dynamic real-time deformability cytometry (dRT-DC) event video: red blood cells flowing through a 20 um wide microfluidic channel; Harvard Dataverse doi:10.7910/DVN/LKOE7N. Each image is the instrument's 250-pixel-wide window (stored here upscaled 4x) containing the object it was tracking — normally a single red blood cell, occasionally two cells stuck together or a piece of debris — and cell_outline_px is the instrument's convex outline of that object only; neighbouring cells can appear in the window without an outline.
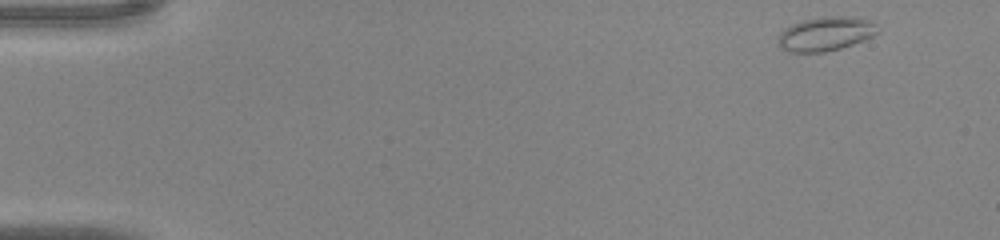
{"species": "common noctule bat (a hibernating species)", "species_latin": "Nyctalus noctula", "temperature_condition": "warm", "stored_images_in_passage": 42, "camera_frame_rate_fps": 3000, "um_per_image_px": 0.085, "animal": {"sex": "male", "body_mass_g": 20.0, "forearm_length_mm": 53.3}, "frame": {"image": 1, "passage_image": 1, "time_ms": 0.0, "image_size_px": [1000, 240], "cell_outline_px": [[880, 32], [864, 40], [840, 48], [824, 52], [788, 52], [780, 48], [776, 40], [776, 36], [784, 28], [792, 24], [804, 20], [824, 16], [856, 16], [872, 20], [880, 24]], "centroid_in_image_um": [70.21, 2.86], "position_along_channel_um": 14.8, "area_um2": 20.35}}
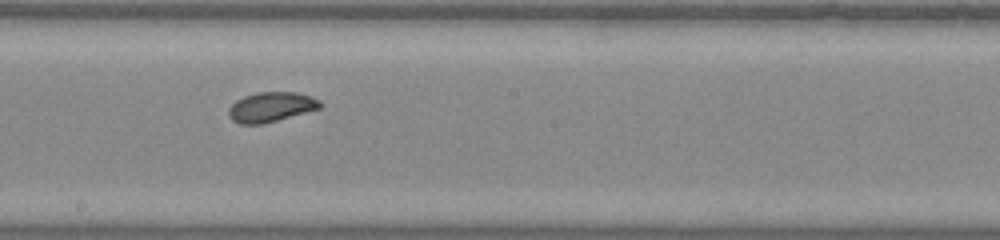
{"frame": {"image": 2, "passage_image": 23, "time_ms": 7.333, "image_size_px": [1000, 240], "cell_outline_px": [[320, 108], [264, 124], [240, 124], [232, 120], [228, 116], [228, 108], [236, 100], [244, 96], [256, 92], [296, 92], [312, 96], [320, 100]], "centroid_in_image_um": [23.01, 9.09], "position_along_channel_um": 225.2, "area_um2": 15.95}}
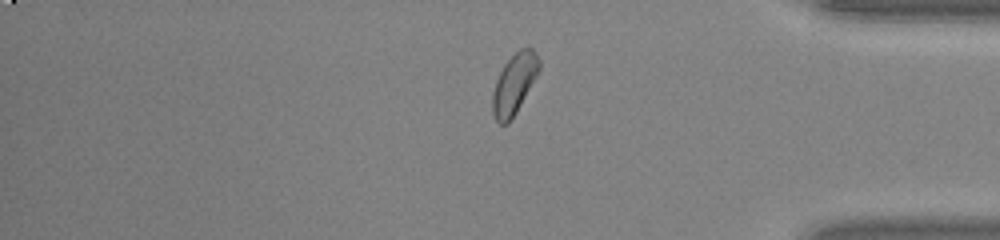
{"frame": {"image": 3, "passage_image": 35, "time_ms": 11.333, "image_size_px": [1000, 240], "cell_outline_px": [[540, 68], [536, 76], [516, 112], [508, 124], [500, 124], [496, 120], [492, 112], [492, 92], [496, 80], [504, 64], [520, 48], [532, 48], [536, 52], [540, 60]], "centroid_in_image_um": [43.7, 7.12], "position_along_channel_um": 391.5, "area_um2": 16.18}}